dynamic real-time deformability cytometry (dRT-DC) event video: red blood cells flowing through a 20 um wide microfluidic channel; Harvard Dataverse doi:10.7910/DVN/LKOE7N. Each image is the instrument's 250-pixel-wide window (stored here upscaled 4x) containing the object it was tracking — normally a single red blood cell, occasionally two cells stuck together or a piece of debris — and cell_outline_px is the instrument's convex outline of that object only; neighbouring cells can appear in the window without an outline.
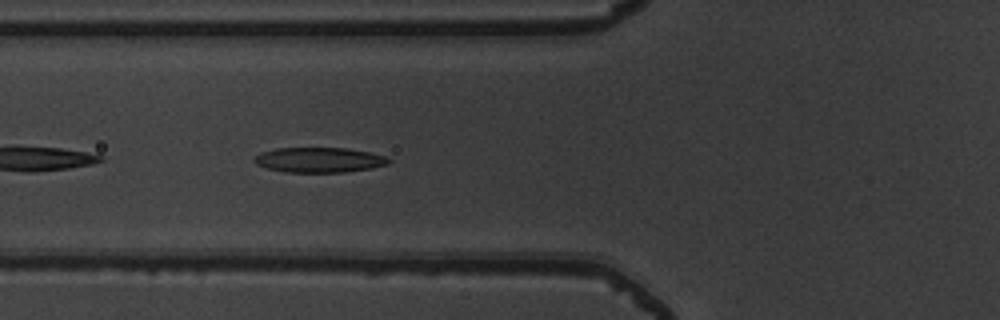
{"species": "common noctule bat (a hibernating species)", "species_latin": "Nyctalus noctula", "temperature_condition": "warm", "stored_images_in_passage": 37, "camera_frame_rate_fps": 3000, "um_per_image_px": 0.085, "animal": {"sex": "male", "body_mass_g": 19.5, "forearm_length_mm": 54.6}, "frame": {"image": 1, "passage_image": 5, "time_ms": 1.333, "image_size_px": [1000, 320], "cell_outline_px": [[392, 160], [388, 164], [372, 168], [344, 172], [288, 172], [268, 168], [256, 164], [252, 160], [260, 152], [276, 148], [344, 148], [368, 152], [384, 156]], "centroid_in_image_um": [27.12, 13.59], "position_along_channel_um": 98.7, "area_um2": 19.48}}
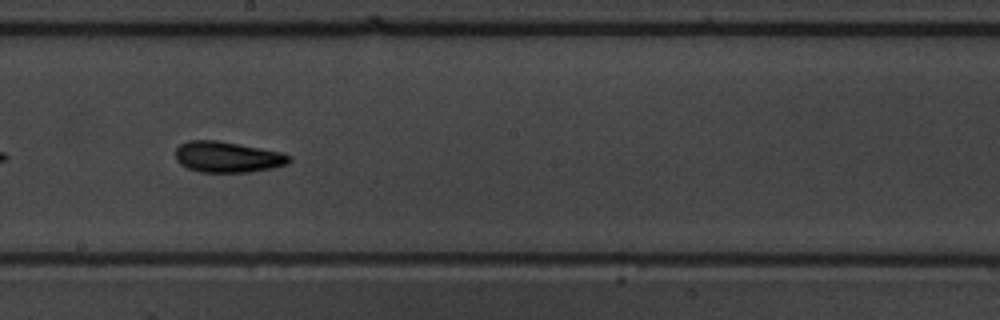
{"frame": {"image": 2, "passage_image": 15, "time_ms": 4.667, "image_size_px": [1000, 320], "cell_outline_px": [[292, 160], [288, 164], [272, 168], [248, 172], [200, 172], [188, 168], [180, 164], [176, 160], [176, 148], [180, 144], [188, 140], [216, 140], [260, 148], [280, 152], [292, 156]], "centroid_in_image_um": [19.34, 13.34], "position_along_channel_um": 228.9, "area_um2": 20.46}}
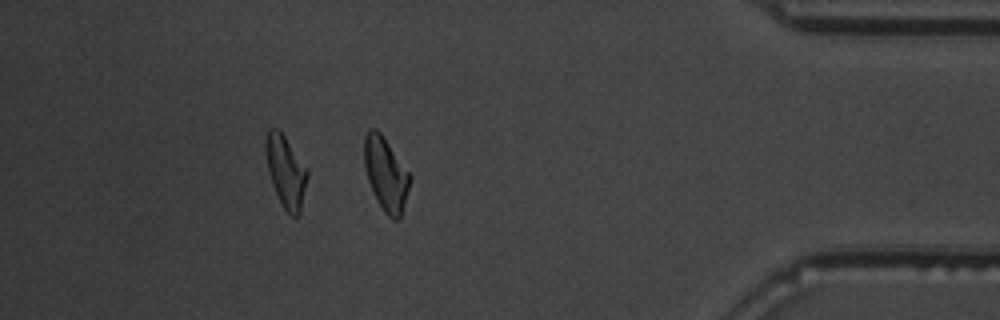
{"frame": {"image": 3, "passage_image": 31, "time_ms": 10.0, "image_size_px": [1000, 320], "cell_outline_px": [[412, 176], [400, 220], [392, 220], [384, 212], [368, 180], [364, 164], [364, 136], [368, 128], [376, 128], [384, 136]], "centroid_in_image_um": [32.81, 14.76], "position_along_channel_um": 402.4, "area_um2": 19.59}, "authors_computed_cell_mechanics": {"area_um2": 19.8254, "velocity_mm_per_s": 3.8999, "shape_relaxation_time_tau1_ms": 4.0401, "shape_relaxation_time_tau2_ms": 2.6926, "deformation_change_tau1": 0.1598, "deformation_change_tau2": 0.1106}}